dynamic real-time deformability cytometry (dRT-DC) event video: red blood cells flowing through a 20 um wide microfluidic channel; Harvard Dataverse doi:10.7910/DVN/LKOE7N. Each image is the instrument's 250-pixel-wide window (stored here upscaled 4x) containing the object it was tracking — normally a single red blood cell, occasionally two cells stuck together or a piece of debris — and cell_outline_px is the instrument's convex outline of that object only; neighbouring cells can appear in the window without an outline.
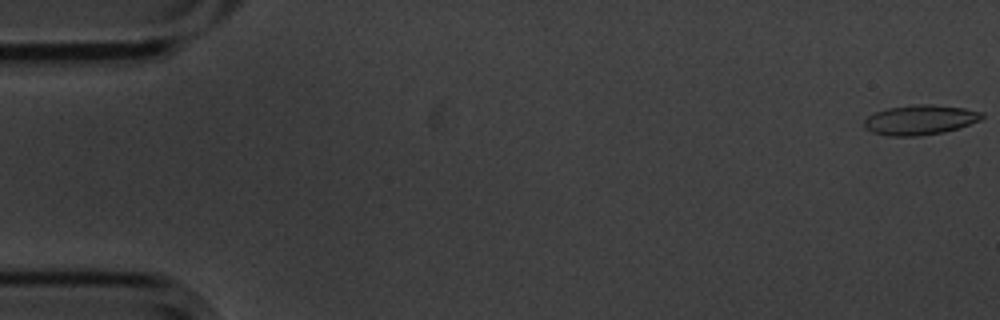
{"species": "common noctule bat (a hibernating species)", "species_latin": "Nyctalus noctula", "temperature_condition": "cold", "stored_images_in_passage": 56, "camera_frame_rate_fps": 3000, "um_per_image_px": 0.085, "animal": {"sex": "male", "body_mass_g": 20.1, "forearm_length_mm": 53.5}, "frame": {"image": 1, "passage_image": 1, "time_ms": 0.0, "image_size_px": [1000, 320], "cell_outline_px": [[984, 116], [980, 120], [944, 132], [920, 136], [888, 136], [872, 132], [864, 128], [864, 120], [868, 116], [876, 112], [888, 108], [912, 104], [928, 104], [964, 108], [984, 112]], "centroid_in_image_um": [78.18, 10.19], "position_along_channel_um": 6.8, "area_um2": 20.46}}
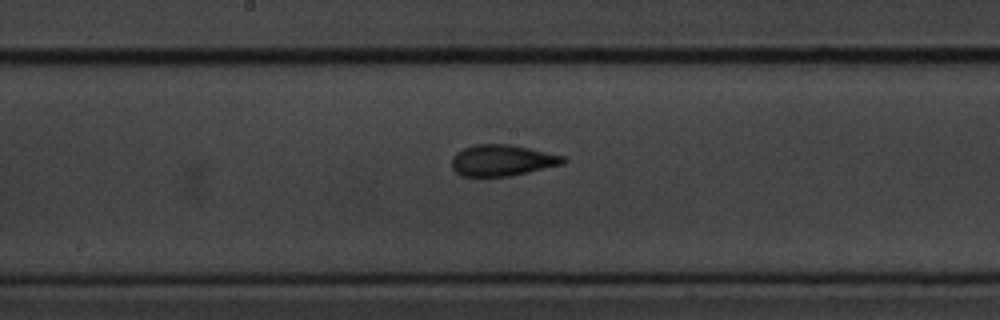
{"frame": {"image": 2, "passage_image": 29, "time_ms": 9.333, "image_size_px": [1000, 320], "cell_outline_px": [[568, 160], [564, 164], [508, 176], [460, 176], [452, 168], [452, 156], [456, 152], [464, 148], [476, 144], [508, 144], [528, 148], [564, 156]], "centroid_in_image_um": [42.67, 13.63], "position_along_channel_um": 205.5, "area_um2": 20.17}}
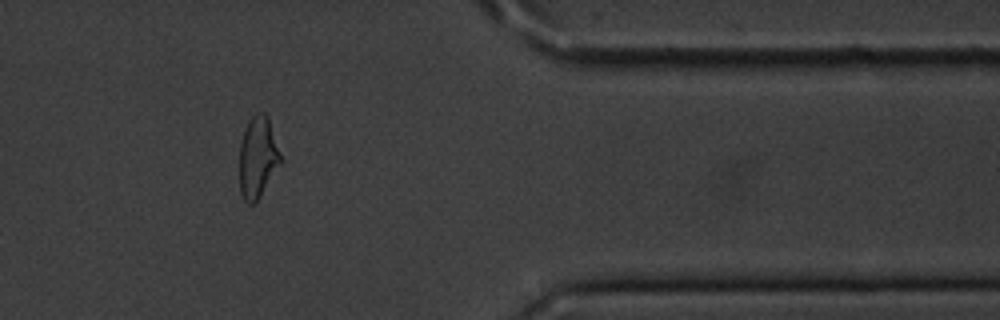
{"frame": {"image": 3, "passage_image": 46, "time_ms": 15.0, "image_size_px": [1000, 320], "cell_outline_px": [[284, 160], [256, 204], [248, 204], [244, 200], [240, 192], [240, 144], [248, 120], [256, 112], [264, 112], [268, 116]], "centroid_in_image_um": [21.95, 13.39], "position_along_channel_um": 389.4, "area_um2": 20.06}, "authors_computed_cell_mechanics": {"area_um2": 20.2589, "velocity_mm_per_s": 3.6047, "shape_relaxation_time_tau1_ms": 4.5672, "shape_relaxation_time_tau2_ms": 1.5096, "deformation_change_tau1": 0.1418, "deformation_change_tau2": 0.0892}}